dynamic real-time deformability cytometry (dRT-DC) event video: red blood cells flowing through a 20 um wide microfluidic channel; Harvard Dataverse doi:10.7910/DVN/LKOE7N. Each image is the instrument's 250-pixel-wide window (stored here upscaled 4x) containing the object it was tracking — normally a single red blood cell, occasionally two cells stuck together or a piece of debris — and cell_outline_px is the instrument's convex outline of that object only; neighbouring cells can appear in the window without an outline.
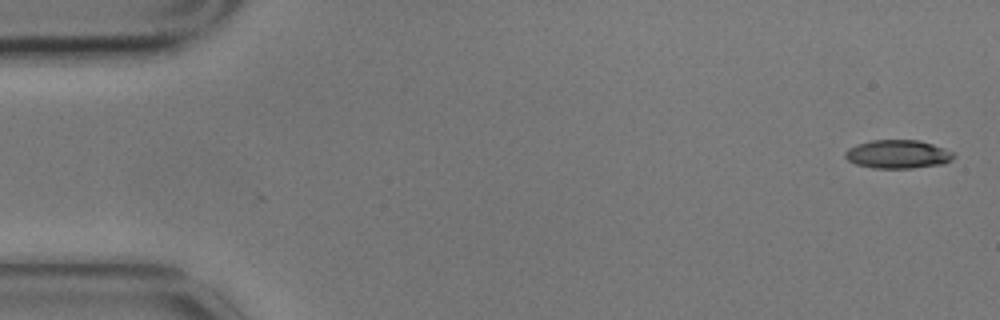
{"species": "common noctule bat (a hibernating species)", "species_latin": "Nyctalus noctula", "temperature_condition": "cold", "stored_images_in_passage": 4, "camera_frame_rate_fps": 3000, "um_per_image_px": 0.085, "animal": {"sex": "male", "body_mass_g": 17.9}, "frame": {"image": 1, "passage_image": 1, "time_ms": 0.0, "image_size_px": [1000, 320], "cell_outline_px": [[956, 156], [952, 160], [944, 164], [912, 168], [872, 168], [856, 164], [848, 160], [844, 156], [844, 152], [848, 148], [856, 144], [872, 140], [920, 140], [956, 152]], "centroid_in_image_um": [76.34, 13.11], "position_along_channel_um": 8.7, "area_um2": 18.26}}